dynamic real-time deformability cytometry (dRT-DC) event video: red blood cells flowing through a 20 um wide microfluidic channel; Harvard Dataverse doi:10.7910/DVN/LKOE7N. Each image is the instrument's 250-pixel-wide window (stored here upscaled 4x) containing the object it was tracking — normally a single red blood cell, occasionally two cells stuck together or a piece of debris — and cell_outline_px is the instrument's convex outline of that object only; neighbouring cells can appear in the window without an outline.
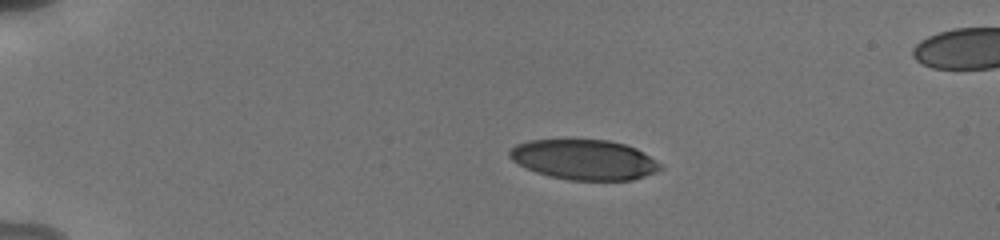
{"species": "human", "species_latin": "Homo sapiens", "temperature_condition": "cold", "stored_images_in_passage": 43, "camera_frame_rate_fps": 3000, "um_per_image_px": 0.085, "donor": {"sex": "male"}, "frame": {"image": 1, "passage_image": 1, "time_ms": 0.0, "image_size_px": [1000, 240], "cell_outline_px": [[664, 168], [656, 172], [632, 180], [568, 180], [548, 176], [536, 172], [512, 160], [508, 156], [508, 152], [516, 144], [528, 140], [608, 140], [624, 144], [636, 148], [660, 164]], "centroid_in_image_um": [49.64, 13.57], "position_along_channel_um": 35.4, "area_um2": 35.03}}
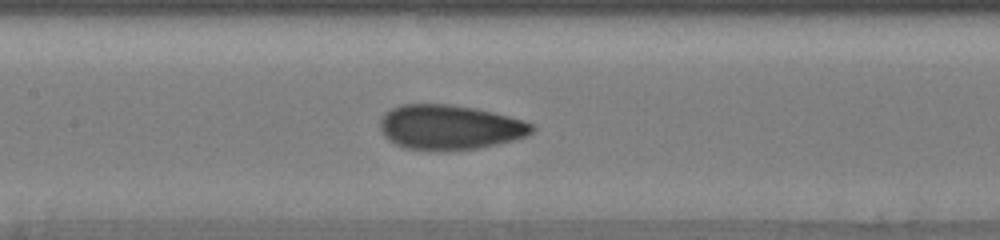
{"frame": {"image": 2, "passage_image": 18, "time_ms": 5.333, "image_size_px": [1000, 240], "cell_outline_px": [[536, 128], [528, 136], [496, 144], [476, 148], [448, 152], [432, 152], [404, 148], [388, 140], [380, 132], [380, 120], [392, 108], [400, 104], [452, 104], [476, 108], [524, 120], [532, 124]], "centroid_in_image_um": [38.21, 10.84], "position_along_channel_um": 169.2, "area_um2": 40.17}}
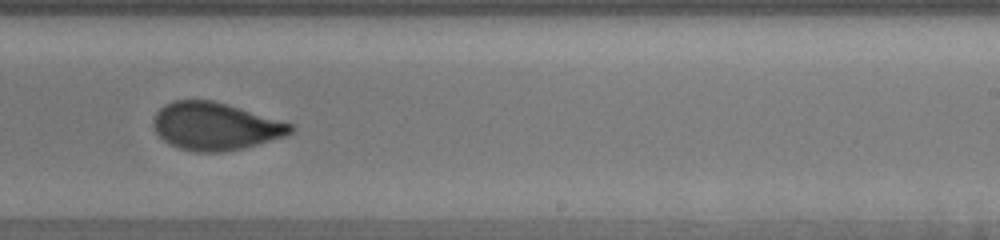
{"frame": {"image": 3, "passage_image": 28, "time_ms": 8.0, "image_size_px": [1000, 240], "cell_outline_px": [[296, 128], [288, 136], [244, 148], [224, 152], [192, 152], [168, 144], [156, 132], [152, 124], [152, 120], [156, 112], [164, 104], [172, 100], [212, 100], [296, 124]], "centroid_in_image_um": [18.33, 10.74], "position_along_channel_um": 270.7, "area_um2": 38.55}, "authors_computed_cell_mechanics": {"area_um2": 38.4948, "velocity_mm_per_s": 3.8237, "shape_relaxation_time_tau1_ms": 4.3655, "shape_relaxation_time_tau2_ms": 0.7728, "deformation_change_tau1": 0.1534, "deformation_change_tau2": 0.0418}}